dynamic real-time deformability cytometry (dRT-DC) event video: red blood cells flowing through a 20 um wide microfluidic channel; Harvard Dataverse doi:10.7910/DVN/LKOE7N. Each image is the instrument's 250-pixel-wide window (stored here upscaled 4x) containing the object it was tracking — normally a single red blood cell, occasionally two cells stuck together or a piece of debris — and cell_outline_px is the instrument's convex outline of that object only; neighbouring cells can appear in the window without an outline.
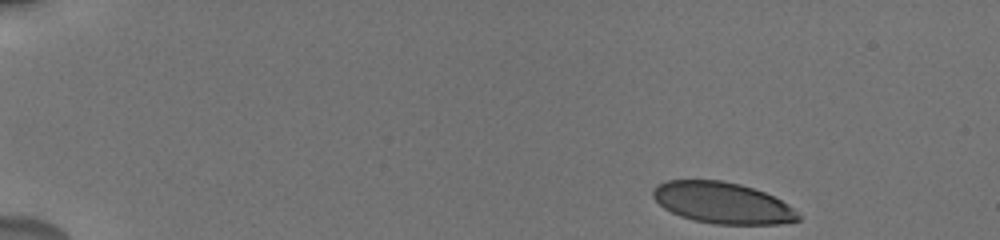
{"species": "human", "species_latin": "Homo sapiens", "temperature_condition": "cold", "stored_images_in_passage": 19, "camera_frame_rate_fps": 3000, "um_per_image_px": 0.085, "donor": {"sex": "male"}, "frame": {"image": 1, "passage_image": 1, "time_ms": 0.0, "image_size_px": [1000, 240], "cell_outline_px": [[800, 220], [780, 224], [716, 224], [696, 220], [680, 216], [664, 208], [652, 196], [652, 188], [656, 184], [668, 180], [724, 180], [740, 184], [764, 192], [788, 204], [800, 216]], "centroid_in_image_um": [61.38, 17.23], "position_along_channel_um": 23.6, "area_um2": 34.8}}
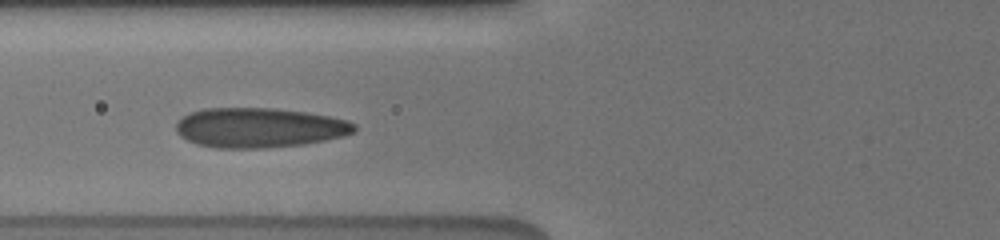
{"frame": {"image": 2, "passage_image": 14, "time_ms": 5.333, "image_size_px": [1000, 240], "cell_outline_px": [[356, 132], [324, 140], [304, 144], [264, 148], [216, 148], [196, 144], [180, 136], [176, 132], [176, 124], [184, 116], [192, 112], [204, 108], [276, 108], [304, 112], [328, 116], [348, 120], [356, 124]], "centroid_in_image_um": [22.03, 10.85], "position_along_channel_um": 103.8, "area_um2": 41.27}}
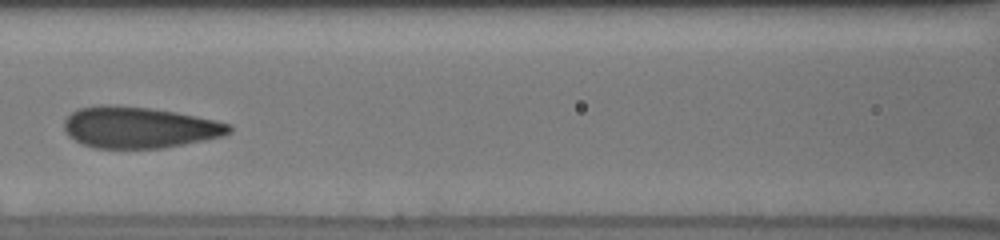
{"frame": {"image": 3, "passage_image": 17, "time_ms": 6.667, "image_size_px": [1000, 240], "cell_outline_px": [[232, 132], [224, 136], [164, 148], [96, 148], [80, 144], [68, 136], [64, 128], [64, 120], [72, 112], [80, 108], [100, 104], [112, 104], [148, 108], [176, 112], [216, 120], [232, 124]], "centroid_in_image_um": [11.83, 10.83], "position_along_channel_um": 154.8, "area_um2": 40.0}}